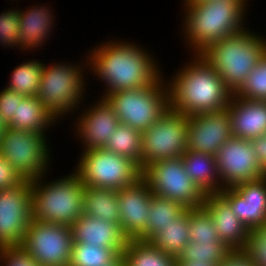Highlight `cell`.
Wrapping results in <instances>:
<instances>
[{
	"label": "cell",
	"mask_w": 266,
	"mask_h": 266,
	"mask_svg": "<svg viewBox=\"0 0 266 266\" xmlns=\"http://www.w3.org/2000/svg\"><path fill=\"white\" fill-rule=\"evenodd\" d=\"M195 57L167 85L170 108L188 117L223 110L233 95L214 68L199 54Z\"/></svg>",
	"instance_id": "cell-1"
},
{
	"label": "cell",
	"mask_w": 266,
	"mask_h": 266,
	"mask_svg": "<svg viewBox=\"0 0 266 266\" xmlns=\"http://www.w3.org/2000/svg\"><path fill=\"white\" fill-rule=\"evenodd\" d=\"M112 42L92 50L89 60L95 74L108 85L103 98L114 91L145 88L160 78L155 61L139 46Z\"/></svg>",
	"instance_id": "cell-2"
},
{
	"label": "cell",
	"mask_w": 266,
	"mask_h": 266,
	"mask_svg": "<svg viewBox=\"0 0 266 266\" xmlns=\"http://www.w3.org/2000/svg\"><path fill=\"white\" fill-rule=\"evenodd\" d=\"M246 0H210L186 5L185 36L200 54L209 45L243 29ZM188 11V12H187Z\"/></svg>",
	"instance_id": "cell-3"
},
{
	"label": "cell",
	"mask_w": 266,
	"mask_h": 266,
	"mask_svg": "<svg viewBox=\"0 0 266 266\" xmlns=\"http://www.w3.org/2000/svg\"><path fill=\"white\" fill-rule=\"evenodd\" d=\"M242 29L209 45L199 55L221 76L225 86L234 93L266 54L263 37Z\"/></svg>",
	"instance_id": "cell-4"
},
{
	"label": "cell",
	"mask_w": 266,
	"mask_h": 266,
	"mask_svg": "<svg viewBox=\"0 0 266 266\" xmlns=\"http://www.w3.org/2000/svg\"><path fill=\"white\" fill-rule=\"evenodd\" d=\"M59 180L43 186L41 177L30 181L32 219L71 226L83 215L86 186L76 173Z\"/></svg>",
	"instance_id": "cell-5"
},
{
	"label": "cell",
	"mask_w": 266,
	"mask_h": 266,
	"mask_svg": "<svg viewBox=\"0 0 266 266\" xmlns=\"http://www.w3.org/2000/svg\"><path fill=\"white\" fill-rule=\"evenodd\" d=\"M161 79L145 88L114 91L105 97L121 124L142 133L168 111L169 87L164 89Z\"/></svg>",
	"instance_id": "cell-6"
},
{
	"label": "cell",
	"mask_w": 266,
	"mask_h": 266,
	"mask_svg": "<svg viewBox=\"0 0 266 266\" xmlns=\"http://www.w3.org/2000/svg\"><path fill=\"white\" fill-rule=\"evenodd\" d=\"M83 152L75 173L85 186L118 191L141 178L140 167L127 157L104 148Z\"/></svg>",
	"instance_id": "cell-7"
},
{
	"label": "cell",
	"mask_w": 266,
	"mask_h": 266,
	"mask_svg": "<svg viewBox=\"0 0 266 266\" xmlns=\"http://www.w3.org/2000/svg\"><path fill=\"white\" fill-rule=\"evenodd\" d=\"M142 170L161 160L181 157L188 149V116L171 108L141 133Z\"/></svg>",
	"instance_id": "cell-8"
},
{
	"label": "cell",
	"mask_w": 266,
	"mask_h": 266,
	"mask_svg": "<svg viewBox=\"0 0 266 266\" xmlns=\"http://www.w3.org/2000/svg\"><path fill=\"white\" fill-rule=\"evenodd\" d=\"M141 177L155 196L176 201L187 209L204 203L206 195L186 173L181 157L154 162L142 170Z\"/></svg>",
	"instance_id": "cell-9"
},
{
	"label": "cell",
	"mask_w": 266,
	"mask_h": 266,
	"mask_svg": "<svg viewBox=\"0 0 266 266\" xmlns=\"http://www.w3.org/2000/svg\"><path fill=\"white\" fill-rule=\"evenodd\" d=\"M44 133L18 130L11 127L0 140V154L25 180L43 178L49 162V152Z\"/></svg>",
	"instance_id": "cell-10"
},
{
	"label": "cell",
	"mask_w": 266,
	"mask_h": 266,
	"mask_svg": "<svg viewBox=\"0 0 266 266\" xmlns=\"http://www.w3.org/2000/svg\"><path fill=\"white\" fill-rule=\"evenodd\" d=\"M74 66L53 64L43 67L36 96L55 118L74 110L73 107L76 108V104L82 99L85 86L82 72L80 67Z\"/></svg>",
	"instance_id": "cell-11"
},
{
	"label": "cell",
	"mask_w": 266,
	"mask_h": 266,
	"mask_svg": "<svg viewBox=\"0 0 266 266\" xmlns=\"http://www.w3.org/2000/svg\"><path fill=\"white\" fill-rule=\"evenodd\" d=\"M73 244L71 226L31 219L20 246L40 266H69Z\"/></svg>",
	"instance_id": "cell-12"
},
{
	"label": "cell",
	"mask_w": 266,
	"mask_h": 266,
	"mask_svg": "<svg viewBox=\"0 0 266 266\" xmlns=\"http://www.w3.org/2000/svg\"><path fill=\"white\" fill-rule=\"evenodd\" d=\"M32 219L30 181L0 191V248L20 246Z\"/></svg>",
	"instance_id": "cell-13"
},
{
	"label": "cell",
	"mask_w": 266,
	"mask_h": 266,
	"mask_svg": "<svg viewBox=\"0 0 266 266\" xmlns=\"http://www.w3.org/2000/svg\"><path fill=\"white\" fill-rule=\"evenodd\" d=\"M217 171L224 188L266 175L260 168L250 140L232 137L215 155Z\"/></svg>",
	"instance_id": "cell-14"
},
{
	"label": "cell",
	"mask_w": 266,
	"mask_h": 266,
	"mask_svg": "<svg viewBox=\"0 0 266 266\" xmlns=\"http://www.w3.org/2000/svg\"><path fill=\"white\" fill-rule=\"evenodd\" d=\"M232 137L228 108L188 117V150L215 156Z\"/></svg>",
	"instance_id": "cell-15"
},
{
	"label": "cell",
	"mask_w": 266,
	"mask_h": 266,
	"mask_svg": "<svg viewBox=\"0 0 266 266\" xmlns=\"http://www.w3.org/2000/svg\"><path fill=\"white\" fill-rule=\"evenodd\" d=\"M219 194L249 230L266 225V175L232 188H223Z\"/></svg>",
	"instance_id": "cell-16"
},
{
	"label": "cell",
	"mask_w": 266,
	"mask_h": 266,
	"mask_svg": "<svg viewBox=\"0 0 266 266\" xmlns=\"http://www.w3.org/2000/svg\"><path fill=\"white\" fill-rule=\"evenodd\" d=\"M117 193L121 232L128 240L139 239L147 231L153 193L142 177L134 184L118 190Z\"/></svg>",
	"instance_id": "cell-17"
},
{
	"label": "cell",
	"mask_w": 266,
	"mask_h": 266,
	"mask_svg": "<svg viewBox=\"0 0 266 266\" xmlns=\"http://www.w3.org/2000/svg\"><path fill=\"white\" fill-rule=\"evenodd\" d=\"M202 206L209 212L220 240L230 250H244L249 229L232 212L229 203L219 194H207Z\"/></svg>",
	"instance_id": "cell-18"
},
{
	"label": "cell",
	"mask_w": 266,
	"mask_h": 266,
	"mask_svg": "<svg viewBox=\"0 0 266 266\" xmlns=\"http://www.w3.org/2000/svg\"><path fill=\"white\" fill-rule=\"evenodd\" d=\"M74 243L114 249L122 256L128 239L119 224L83 214L72 225Z\"/></svg>",
	"instance_id": "cell-19"
},
{
	"label": "cell",
	"mask_w": 266,
	"mask_h": 266,
	"mask_svg": "<svg viewBox=\"0 0 266 266\" xmlns=\"http://www.w3.org/2000/svg\"><path fill=\"white\" fill-rule=\"evenodd\" d=\"M227 108L233 137L253 140L266 134V101L232 95Z\"/></svg>",
	"instance_id": "cell-20"
},
{
	"label": "cell",
	"mask_w": 266,
	"mask_h": 266,
	"mask_svg": "<svg viewBox=\"0 0 266 266\" xmlns=\"http://www.w3.org/2000/svg\"><path fill=\"white\" fill-rule=\"evenodd\" d=\"M85 112L78 123L80 138L86 144L85 150L104 148L111 133L120 124L113 107L105 98Z\"/></svg>",
	"instance_id": "cell-21"
},
{
	"label": "cell",
	"mask_w": 266,
	"mask_h": 266,
	"mask_svg": "<svg viewBox=\"0 0 266 266\" xmlns=\"http://www.w3.org/2000/svg\"><path fill=\"white\" fill-rule=\"evenodd\" d=\"M181 160L190 179L205 195L219 193L224 188L217 180L219 176L214 155L187 149Z\"/></svg>",
	"instance_id": "cell-22"
},
{
	"label": "cell",
	"mask_w": 266,
	"mask_h": 266,
	"mask_svg": "<svg viewBox=\"0 0 266 266\" xmlns=\"http://www.w3.org/2000/svg\"><path fill=\"white\" fill-rule=\"evenodd\" d=\"M28 9V11H19L20 17V33H19V45L29 49V47H39V44L44 42L46 35L49 36V30L53 26H50L52 16L50 11L45 7ZM43 40V41H42Z\"/></svg>",
	"instance_id": "cell-23"
},
{
	"label": "cell",
	"mask_w": 266,
	"mask_h": 266,
	"mask_svg": "<svg viewBox=\"0 0 266 266\" xmlns=\"http://www.w3.org/2000/svg\"><path fill=\"white\" fill-rule=\"evenodd\" d=\"M53 116L39 101L37 96L24 97L16 109V116L7 124L8 127L44 133L47 126L55 121Z\"/></svg>",
	"instance_id": "cell-24"
},
{
	"label": "cell",
	"mask_w": 266,
	"mask_h": 266,
	"mask_svg": "<svg viewBox=\"0 0 266 266\" xmlns=\"http://www.w3.org/2000/svg\"><path fill=\"white\" fill-rule=\"evenodd\" d=\"M83 214L120 225L117 191L86 186L84 190Z\"/></svg>",
	"instance_id": "cell-25"
},
{
	"label": "cell",
	"mask_w": 266,
	"mask_h": 266,
	"mask_svg": "<svg viewBox=\"0 0 266 266\" xmlns=\"http://www.w3.org/2000/svg\"><path fill=\"white\" fill-rule=\"evenodd\" d=\"M148 241L162 252L176 258L190 242L189 209L164 227V231L154 234Z\"/></svg>",
	"instance_id": "cell-26"
},
{
	"label": "cell",
	"mask_w": 266,
	"mask_h": 266,
	"mask_svg": "<svg viewBox=\"0 0 266 266\" xmlns=\"http://www.w3.org/2000/svg\"><path fill=\"white\" fill-rule=\"evenodd\" d=\"M121 257L125 266H177L175 257L140 239L128 240Z\"/></svg>",
	"instance_id": "cell-27"
},
{
	"label": "cell",
	"mask_w": 266,
	"mask_h": 266,
	"mask_svg": "<svg viewBox=\"0 0 266 266\" xmlns=\"http://www.w3.org/2000/svg\"><path fill=\"white\" fill-rule=\"evenodd\" d=\"M186 209L176 201L152 195L147 231L139 239L148 241L154 234L164 231V227L171 224Z\"/></svg>",
	"instance_id": "cell-28"
},
{
	"label": "cell",
	"mask_w": 266,
	"mask_h": 266,
	"mask_svg": "<svg viewBox=\"0 0 266 266\" xmlns=\"http://www.w3.org/2000/svg\"><path fill=\"white\" fill-rule=\"evenodd\" d=\"M104 149L134 161L142 171L141 132L125 124H119L111 133Z\"/></svg>",
	"instance_id": "cell-29"
},
{
	"label": "cell",
	"mask_w": 266,
	"mask_h": 266,
	"mask_svg": "<svg viewBox=\"0 0 266 266\" xmlns=\"http://www.w3.org/2000/svg\"><path fill=\"white\" fill-rule=\"evenodd\" d=\"M43 65L44 64L39 61H27L17 66L13 70L10 84L6 88L22 94L25 97L36 96L39 91Z\"/></svg>",
	"instance_id": "cell-30"
},
{
	"label": "cell",
	"mask_w": 266,
	"mask_h": 266,
	"mask_svg": "<svg viewBox=\"0 0 266 266\" xmlns=\"http://www.w3.org/2000/svg\"><path fill=\"white\" fill-rule=\"evenodd\" d=\"M119 257L120 255L112 248L74 243L69 266H109Z\"/></svg>",
	"instance_id": "cell-31"
},
{
	"label": "cell",
	"mask_w": 266,
	"mask_h": 266,
	"mask_svg": "<svg viewBox=\"0 0 266 266\" xmlns=\"http://www.w3.org/2000/svg\"><path fill=\"white\" fill-rule=\"evenodd\" d=\"M231 250L222 242H189L176 261H200L220 264Z\"/></svg>",
	"instance_id": "cell-32"
},
{
	"label": "cell",
	"mask_w": 266,
	"mask_h": 266,
	"mask_svg": "<svg viewBox=\"0 0 266 266\" xmlns=\"http://www.w3.org/2000/svg\"><path fill=\"white\" fill-rule=\"evenodd\" d=\"M191 242H220L219 234L209 212L203 207L189 209Z\"/></svg>",
	"instance_id": "cell-33"
},
{
	"label": "cell",
	"mask_w": 266,
	"mask_h": 266,
	"mask_svg": "<svg viewBox=\"0 0 266 266\" xmlns=\"http://www.w3.org/2000/svg\"><path fill=\"white\" fill-rule=\"evenodd\" d=\"M233 95L247 100L266 101V54Z\"/></svg>",
	"instance_id": "cell-34"
},
{
	"label": "cell",
	"mask_w": 266,
	"mask_h": 266,
	"mask_svg": "<svg viewBox=\"0 0 266 266\" xmlns=\"http://www.w3.org/2000/svg\"><path fill=\"white\" fill-rule=\"evenodd\" d=\"M244 251L253 260L255 266H266V225L249 230Z\"/></svg>",
	"instance_id": "cell-35"
},
{
	"label": "cell",
	"mask_w": 266,
	"mask_h": 266,
	"mask_svg": "<svg viewBox=\"0 0 266 266\" xmlns=\"http://www.w3.org/2000/svg\"><path fill=\"white\" fill-rule=\"evenodd\" d=\"M20 33L19 11L10 10L0 14V43L4 45H18Z\"/></svg>",
	"instance_id": "cell-36"
},
{
	"label": "cell",
	"mask_w": 266,
	"mask_h": 266,
	"mask_svg": "<svg viewBox=\"0 0 266 266\" xmlns=\"http://www.w3.org/2000/svg\"><path fill=\"white\" fill-rule=\"evenodd\" d=\"M1 259L6 266H40L22 246L1 247Z\"/></svg>",
	"instance_id": "cell-37"
},
{
	"label": "cell",
	"mask_w": 266,
	"mask_h": 266,
	"mask_svg": "<svg viewBox=\"0 0 266 266\" xmlns=\"http://www.w3.org/2000/svg\"><path fill=\"white\" fill-rule=\"evenodd\" d=\"M25 96L13 90L4 88L0 92V117L8 124L13 116H16V109Z\"/></svg>",
	"instance_id": "cell-38"
},
{
	"label": "cell",
	"mask_w": 266,
	"mask_h": 266,
	"mask_svg": "<svg viewBox=\"0 0 266 266\" xmlns=\"http://www.w3.org/2000/svg\"><path fill=\"white\" fill-rule=\"evenodd\" d=\"M25 179L18 174L12 164L0 154V191L14 188L20 185Z\"/></svg>",
	"instance_id": "cell-39"
},
{
	"label": "cell",
	"mask_w": 266,
	"mask_h": 266,
	"mask_svg": "<svg viewBox=\"0 0 266 266\" xmlns=\"http://www.w3.org/2000/svg\"><path fill=\"white\" fill-rule=\"evenodd\" d=\"M217 266H255L244 250H231Z\"/></svg>",
	"instance_id": "cell-40"
},
{
	"label": "cell",
	"mask_w": 266,
	"mask_h": 266,
	"mask_svg": "<svg viewBox=\"0 0 266 266\" xmlns=\"http://www.w3.org/2000/svg\"><path fill=\"white\" fill-rule=\"evenodd\" d=\"M254 149L258 164L261 170L266 174V134L260 135L250 140Z\"/></svg>",
	"instance_id": "cell-41"
},
{
	"label": "cell",
	"mask_w": 266,
	"mask_h": 266,
	"mask_svg": "<svg viewBox=\"0 0 266 266\" xmlns=\"http://www.w3.org/2000/svg\"><path fill=\"white\" fill-rule=\"evenodd\" d=\"M176 263L177 266H217L216 264L200 261H176Z\"/></svg>",
	"instance_id": "cell-42"
},
{
	"label": "cell",
	"mask_w": 266,
	"mask_h": 266,
	"mask_svg": "<svg viewBox=\"0 0 266 266\" xmlns=\"http://www.w3.org/2000/svg\"><path fill=\"white\" fill-rule=\"evenodd\" d=\"M7 128H8V125L0 117V140H1V137L6 133Z\"/></svg>",
	"instance_id": "cell-43"
},
{
	"label": "cell",
	"mask_w": 266,
	"mask_h": 266,
	"mask_svg": "<svg viewBox=\"0 0 266 266\" xmlns=\"http://www.w3.org/2000/svg\"><path fill=\"white\" fill-rule=\"evenodd\" d=\"M109 266H125V263L122 257L120 256L112 265Z\"/></svg>",
	"instance_id": "cell-44"
},
{
	"label": "cell",
	"mask_w": 266,
	"mask_h": 266,
	"mask_svg": "<svg viewBox=\"0 0 266 266\" xmlns=\"http://www.w3.org/2000/svg\"><path fill=\"white\" fill-rule=\"evenodd\" d=\"M184 1H186V3L184 4H196V3H203L206 1H210V0H184Z\"/></svg>",
	"instance_id": "cell-45"
}]
</instances>
